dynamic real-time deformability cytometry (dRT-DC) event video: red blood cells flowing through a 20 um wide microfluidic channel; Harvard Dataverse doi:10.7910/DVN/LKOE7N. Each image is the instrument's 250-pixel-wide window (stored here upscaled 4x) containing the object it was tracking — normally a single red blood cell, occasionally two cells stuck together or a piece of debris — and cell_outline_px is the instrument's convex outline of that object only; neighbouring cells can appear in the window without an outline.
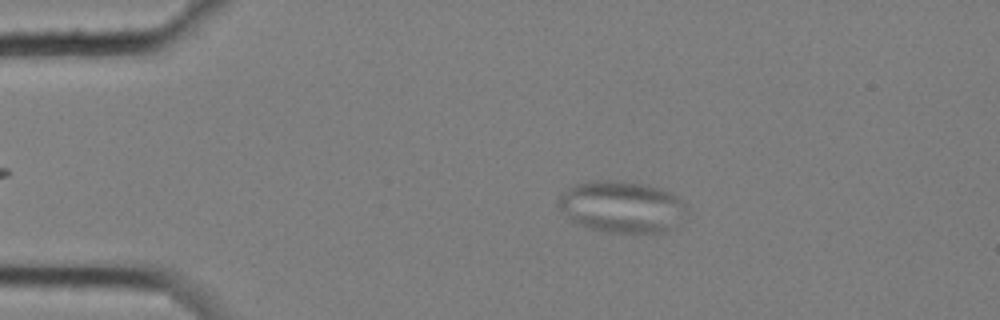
{"species": "common noctule bat (a hibernating species)", "species_latin": "Nyctalus noctula", "temperature_condition": "cold", "stored_images_in_passage": 6, "camera_frame_rate_fps": 3000, "um_per_image_px": 0.085, "animal": {"sex": "female", "body_mass_g": 25.1}, "frame": {"image": 1, "passage_image": 3, "time_ms": 0.667, "image_size_px": [1000, 320], "cell_outline_px": [[684, 208], [668, 228], [660, 232], [608, 232], [592, 228], [580, 224], [572, 220], [560, 208], [556, 200], [568, 188], [576, 184], [596, 180], [620, 180], [660, 188], [676, 196], [684, 204]], "centroid_in_image_um": [52.74, 17.54], "position_along_channel_um": 32.3, "area_um2": 37.11}}
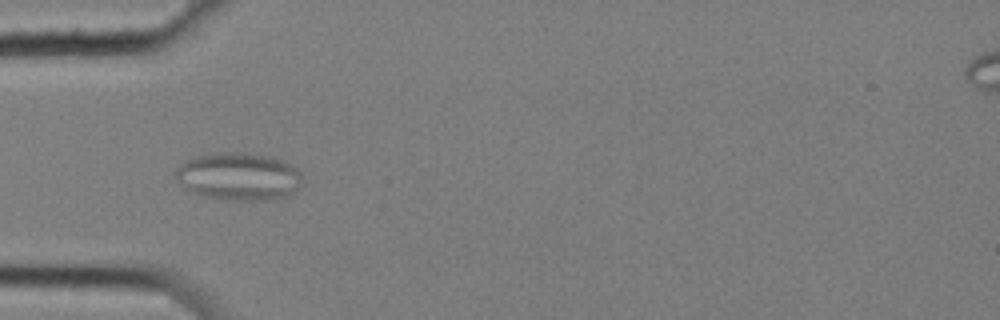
{"frame": {"image": 2, "passage_image": 5, "time_ms": 1.333, "image_size_px": [1000, 320], "cell_outline_px": [[300, 188], [292, 196], [272, 200], [224, 200], [204, 196], [188, 192], [176, 180], [176, 168], [188, 160], [196, 156], [224, 152], [240, 152], [268, 156], [280, 160], [296, 168], [300, 172]], "centroid_in_image_um": [20.29, 15.03], "position_along_channel_um": 64.7, "area_um2": 35.43}}